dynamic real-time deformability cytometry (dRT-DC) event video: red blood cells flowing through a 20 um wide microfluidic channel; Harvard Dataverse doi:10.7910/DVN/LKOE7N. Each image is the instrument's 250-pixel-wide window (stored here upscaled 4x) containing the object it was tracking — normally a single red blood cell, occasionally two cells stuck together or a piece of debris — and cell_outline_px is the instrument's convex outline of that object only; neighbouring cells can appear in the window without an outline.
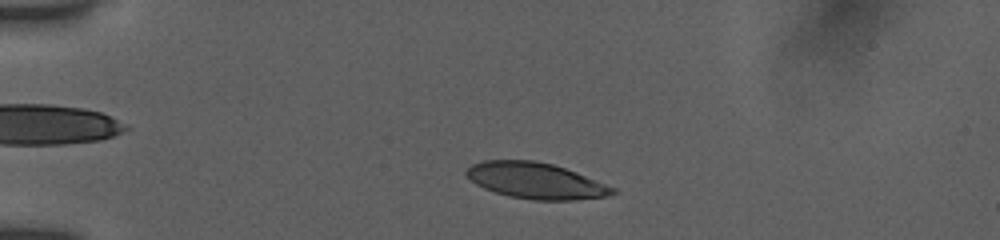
{"species": "human", "species_latin": "Homo sapiens", "temperature_condition": "room temperature", "stored_images_in_passage": 47, "camera_frame_rate_fps": 3000, "um_per_image_px": 0.085, "donor": {"sex": "female"}, "frame": {"image": 1, "passage_image": 7, "time_ms": 2.0, "image_size_px": [1000, 240], "cell_outline_px": [[616, 192], [608, 196], [572, 200], [532, 200], [508, 196], [484, 188], [476, 184], [464, 172], [472, 164], [484, 160], [536, 160], [552, 164], [576, 172], [616, 188]], "centroid_in_image_um": [45.54, 15.36], "position_along_channel_um": 39.5, "area_um2": 30.58}}
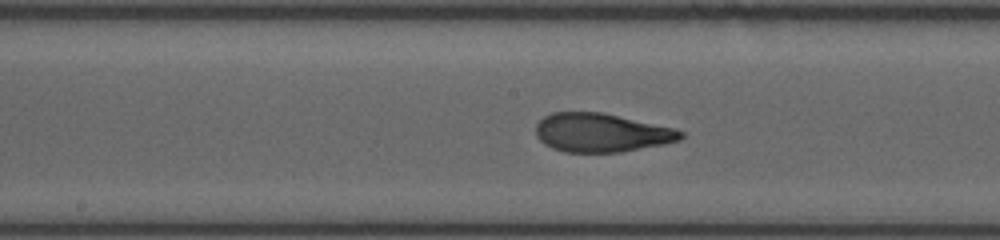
{"frame": {"image": 2, "passage_image": 23, "time_ms": 7.333, "image_size_px": [1000, 240], "cell_outline_px": [[684, 136], [680, 140], [664, 144], [620, 152], [564, 152], [552, 148], [544, 144], [536, 136], [536, 124], [544, 116], [552, 112], [604, 112], [676, 128], [684, 132]], "centroid_in_image_um": [51.13, 11.27], "position_along_channel_um": 197.1, "area_um2": 32.95}}
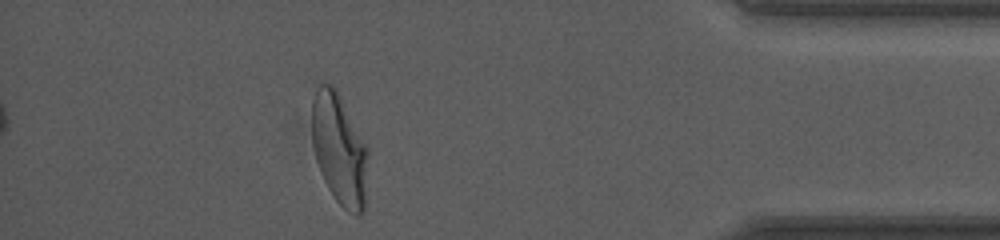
{"frame": {"image": 3, "passage_image": 42, "time_ms": 13.667, "image_size_px": [1000, 240], "cell_outline_px": [[368, 156], [364, 212], [356, 216], [348, 212], [336, 200], [328, 188], [324, 180], [316, 160], [312, 144], [312, 100], [316, 88], [320, 84], [332, 84], [336, 88], [368, 148]], "centroid_in_image_um": [28.84, 12.69], "position_along_channel_um": 406.4, "area_um2": 36.41}, "authors_computed_cell_mechanics": {"area_um2": 32.946, "velocity_mm_per_s": 3.8924, "shape_relaxation_time_tau1_ms": 4.8547, "shape_relaxation_time_tau2_ms": 0.9146, "deformation_change_tau1": 0.2004, "deformation_change_tau2": 0.0772}}